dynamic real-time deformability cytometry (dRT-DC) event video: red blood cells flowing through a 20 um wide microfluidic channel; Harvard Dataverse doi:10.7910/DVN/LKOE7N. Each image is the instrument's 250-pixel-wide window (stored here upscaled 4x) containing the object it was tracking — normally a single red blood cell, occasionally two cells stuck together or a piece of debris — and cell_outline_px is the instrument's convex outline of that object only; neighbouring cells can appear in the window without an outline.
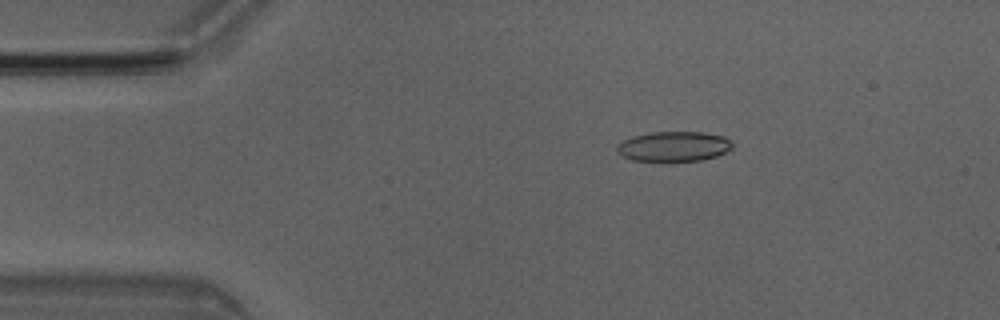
{"species": "Egyptian fruit bat (a non-hibernating species)", "species_latin": "Rousettus aegyptiacus", "temperature_condition": "room temperature", "stored_images_in_passage": 6, "camera_frame_rate_fps": 3000, "um_per_image_px": 0.085, "animal": {"sex": "male"}, "frame": {"image": 1, "passage_image": 3, "time_ms": 0.667, "image_size_px": [1000, 320], "cell_outline_px": [[732, 148], [716, 156], [700, 160], [632, 160], [616, 152], [616, 148], [624, 140], [632, 136], [652, 132], [704, 132], [724, 136], [732, 140]], "centroid_in_image_um": [57.29, 12.42], "position_along_channel_um": 27.7, "area_um2": 19.88}}